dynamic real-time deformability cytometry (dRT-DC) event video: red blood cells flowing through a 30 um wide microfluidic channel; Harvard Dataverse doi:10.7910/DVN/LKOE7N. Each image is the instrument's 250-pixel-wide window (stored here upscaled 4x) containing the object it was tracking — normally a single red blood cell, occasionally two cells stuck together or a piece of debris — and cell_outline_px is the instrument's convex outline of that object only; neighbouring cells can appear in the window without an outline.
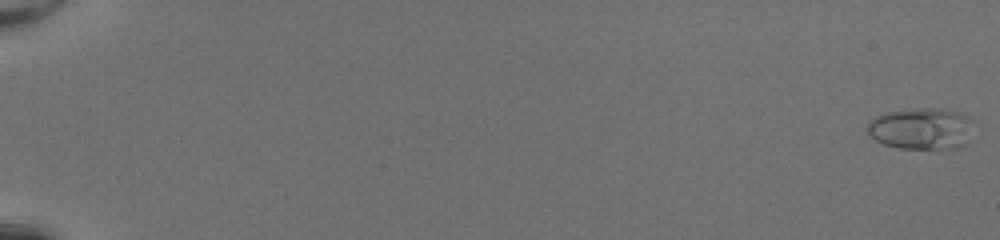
{"species": "common noctule bat (a hibernating species)", "species_latin": "Nyctalus noctula", "temperature_condition": "room temperature", "stored_images_in_passage": 53, "camera_frame_rate_fps": 3000, "um_per_image_px": 0.085, "animal": {"sex": "female", "body_mass_g": 20.0, "forearm_length_mm": 54.0}, "frame": {"image": 1, "passage_image": 1, "time_ms": 0.0, "image_size_px": [1000, 240], "cell_outline_px": [[976, 124], [968, 144], [952, 148], [900, 148], [884, 144], [876, 140], [864, 128], [868, 120], [884, 112], [920, 108], [944, 108], [960, 112], [972, 116], [976, 120]], "centroid_in_image_um": [78.4, 10.9], "position_along_channel_um": 6.6, "area_um2": 26.59}}
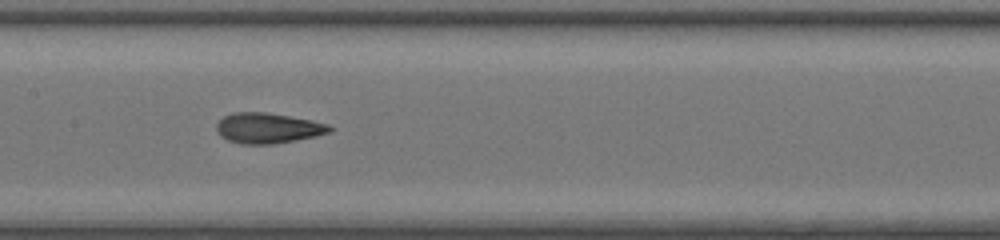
{"frame": {"image": 2, "passage_image": 30, "time_ms": 9.667, "image_size_px": [1000, 240], "cell_outline_px": [[336, 128], [332, 132], [316, 136], [296, 140], [272, 144], [240, 144], [228, 140], [220, 136], [216, 132], [216, 124], [224, 116], [232, 112], [264, 112], [312, 120], [328, 124]], "centroid_in_image_um": [22.78, 10.89], "position_along_channel_um": 184.6, "area_um2": 20.23}}
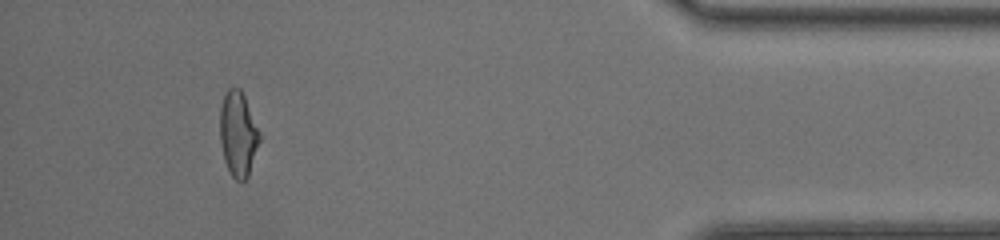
{"frame": {"image": 3, "passage_image": 50, "time_ms": 16.333, "image_size_px": [1000, 240], "cell_outline_px": [[260, 140], [248, 176], [244, 180], [236, 180], [232, 176], [224, 160], [220, 140], [220, 108], [224, 96], [228, 88], [240, 88], [244, 96], [260, 132]], "centroid_in_image_um": [20.23, 11.38], "position_along_channel_um": 415.0, "area_um2": 19.36}, "authors_computed_cell_mechanics": {"area_um2": 19.8832, "velocity_mm_per_s": 4.1467, "shape_relaxation_time_tau1_ms": 5.5201, "shape_relaxation_time_tau2_ms": 1.1432, "deformation_change_tau1": 0.235, "deformation_change_tau2": 0.0954}}